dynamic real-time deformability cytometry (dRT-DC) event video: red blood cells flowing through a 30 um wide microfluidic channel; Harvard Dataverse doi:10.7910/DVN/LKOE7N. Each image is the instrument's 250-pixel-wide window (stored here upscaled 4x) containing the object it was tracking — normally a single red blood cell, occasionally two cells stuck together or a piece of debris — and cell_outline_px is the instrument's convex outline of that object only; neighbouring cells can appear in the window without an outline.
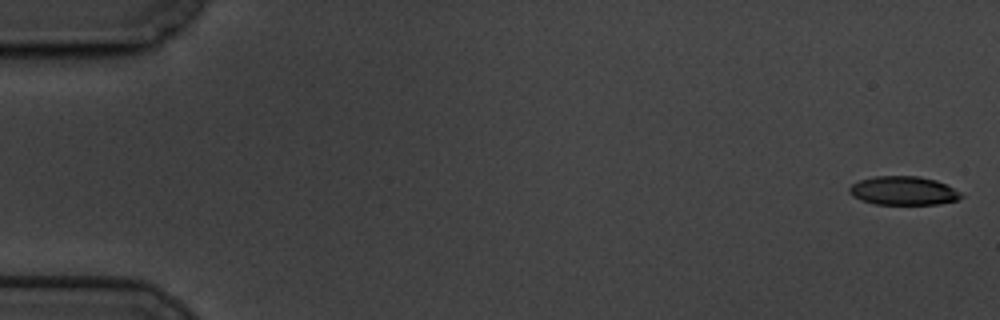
{"species": "common noctule bat (a hibernating species)", "species_latin": "Nyctalus noctula", "temperature_condition": "cold", "stored_images_in_passage": 59, "camera_frame_rate_fps": 3000, "um_per_image_px": 0.085, "animal": {"sex": "male", "body_mass_g": 19.5, "forearm_length_mm": 54.6}, "frame": {"image": 1, "passage_image": 1, "time_ms": 0.0, "image_size_px": [1000, 320], "cell_outline_px": [[964, 196], [956, 200], [936, 204], [876, 204], [860, 200], [852, 196], [848, 192], [848, 188], [852, 184], [860, 180], [876, 176], [916, 176], [936, 180], [960, 192]], "centroid_in_image_um": [76.74, 16.21], "position_along_channel_um": 8.3, "area_um2": 18.55}}
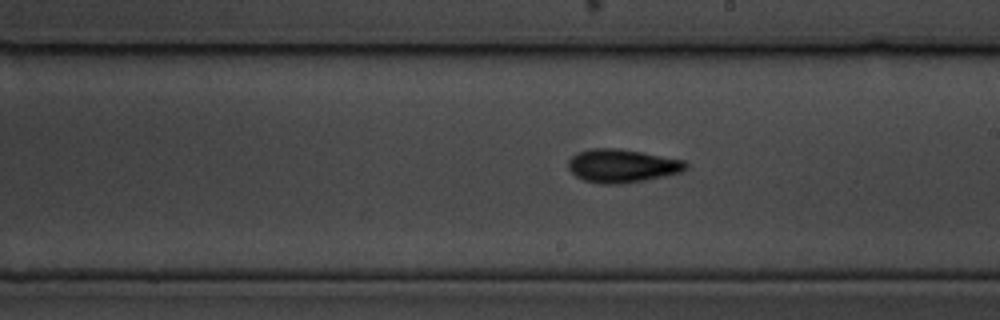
{"frame": {"image": 2, "passage_image": 34, "time_ms": 11.0, "image_size_px": [1000, 320], "cell_outline_px": [[688, 168], [680, 172], [664, 176], [644, 180], [620, 184], [600, 184], [584, 180], [576, 176], [568, 168], [568, 160], [572, 156], [580, 152], [592, 148], [620, 148], [684, 160], [688, 164]], "centroid_in_image_um": [52.87, 14.09], "position_along_channel_um": 236.1, "area_um2": 22.77}}
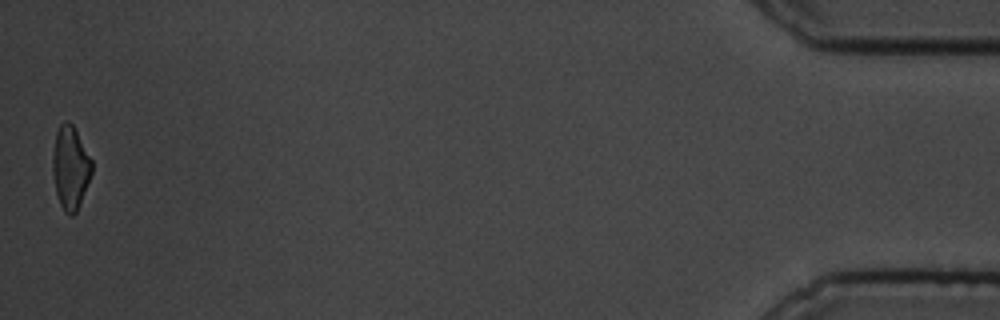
{"frame": {"image": 3, "passage_image": 59, "time_ms": 19.333, "image_size_px": [1000, 320], "cell_outline_px": [[92, 172], [80, 204], [76, 212], [72, 216], [68, 216], [64, 212], [60, 204], [56, 192], [52, 172], [52, 152], [56, 132], [60, 124], [68, 120], [72, 124], [92, 160]], "centroid_in_image_um": [5.96, 14.26], "position_along_channel_um": 429.2, "area_um2": 19.02}, "authors_computed_cell_mechanics": {"area_um2": 20.4034, "velocity_mm_per_s": 3.3926, "shape_relaxation_time_tau1_ms": 3.7799, "shape_relaxation_time_tau2_ms": 4.2905, "deformation_change_tau1": 0.114, "deformation_change_tau2": 0.1262}}